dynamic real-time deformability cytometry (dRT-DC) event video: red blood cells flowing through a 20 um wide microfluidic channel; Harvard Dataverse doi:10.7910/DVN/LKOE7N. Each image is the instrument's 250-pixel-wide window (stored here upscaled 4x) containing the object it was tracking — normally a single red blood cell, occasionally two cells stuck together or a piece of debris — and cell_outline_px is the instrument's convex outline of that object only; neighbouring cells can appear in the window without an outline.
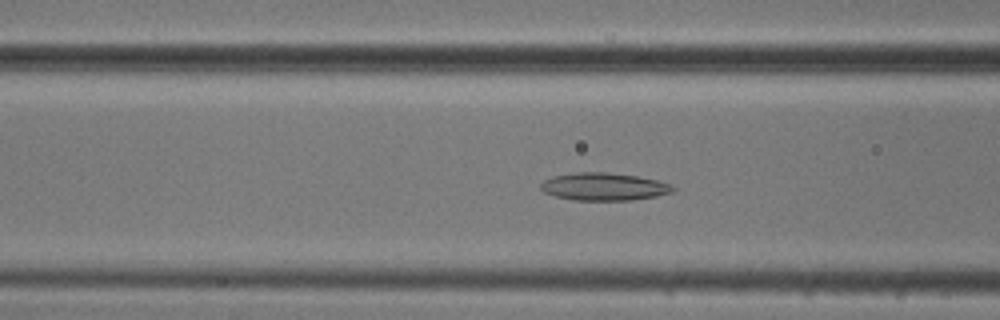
{"species": "common noctule bat (a hibernating species)", "species_latin": "Nyctalus noctula", "temperature_condition": "cold", "stored_images_in_passage": 54, "camera_frame_rate_fps": 3000, "um_per_image_px": 0.085, "animal": {"sex": "male", "body_mass_g": 20.5, "forearm_length_mm": 52.5}, "frame": {"image": 1, "passage_image": 21, "time_ms": 6.667, "image_size_px": [1000, 320], "cell_outline_px": [[676, 188], [672, 192], [656, 196], [632, 200], [572, 200], [556, 196], [544, 192], [540, 188], [540, 184], [544, 180], [552, 176], [576, 172], [604, 172], [636, 176], [656, 180], [672, 184]], "centroid_in_image_um": [51.32, 15.86], "position_along_channel_um": 115.3, "area_um2": 21.27}}
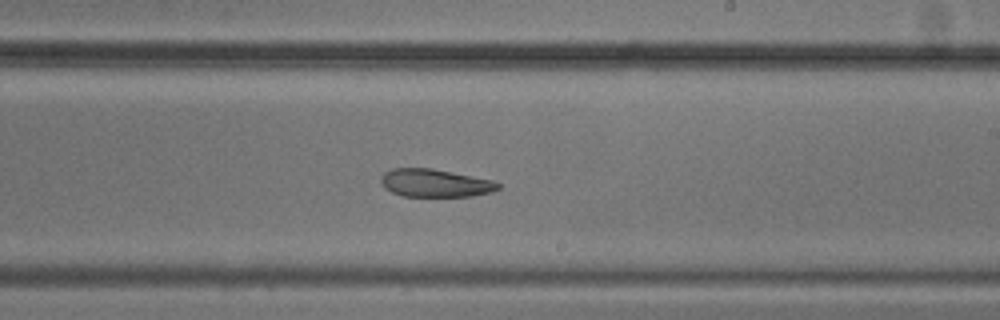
{"frame": {"image": 2, "passage_image": 32, "time_ms": 10.333, "image_size_px": [1000, 320], "cell_outline_px": [[500, 188], [492, 192], [472, 196], [404, 196], [392, 192], [384, 188], [380, 180], [380, 176], [384, 172], [392, 168], [432, 168], [492, 180], [500, 184]], "centroid_in_image_um": [36.96, 15.55], "position_along_channel_um": 252.0, "area_um2": 19.07}}
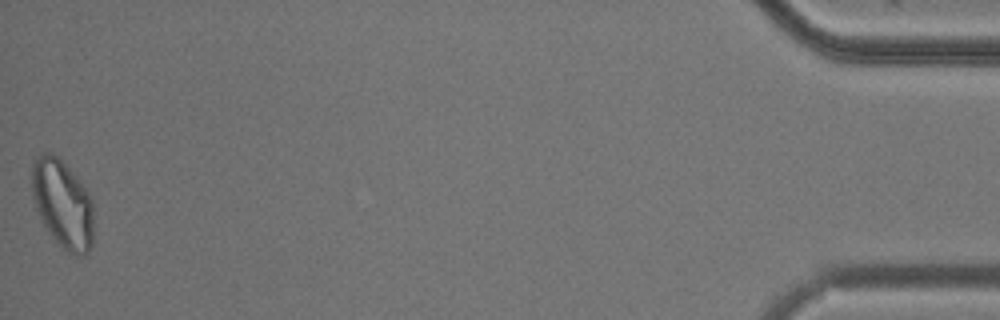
{"frame": {"image": 3, "passage_image": 54, "time_ms": 17.667, "image_size_px": [1000, 320], "cell_outline_px": [[92, 244], [88, 252], [84, 256], [76, 256], [60, 248], [48, 232], [40, 220], [32, 196], [32, 160], [40, 152], [52, 152], [76, 176], [88, 192], [92, 200]], "centroid_in_image_um": [5.29, 17.35], "position_along_channel_um": 429.9, "area_um2": 32.08}, "authors_computed_cell_mechanics": {"area_um2": 23.9581, "velocity_mm_per_s": 3.7231, "shape_relaxation_time_tau1_ms": null, "shape_relaxation_time_tau2_ms": 8.1193, "deformation_change_tau1": null, "deformation_change_tau2": 0.177}}